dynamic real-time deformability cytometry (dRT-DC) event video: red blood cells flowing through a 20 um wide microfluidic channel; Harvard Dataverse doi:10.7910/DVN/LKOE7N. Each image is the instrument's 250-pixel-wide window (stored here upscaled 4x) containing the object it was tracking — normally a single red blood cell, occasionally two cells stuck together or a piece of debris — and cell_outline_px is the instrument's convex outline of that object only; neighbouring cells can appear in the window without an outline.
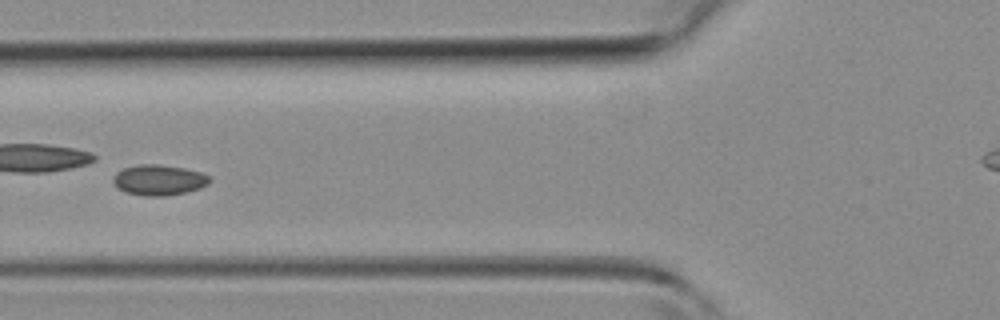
{"species": "common noctule bat (a hibernating species)", "species_latin": "Nyctalus noctula", "temperature_condition": "room temperature", "stored_images_in_passage": 11, "camera_frame_rate_fps": 3000, "um_per_image_px": 0.085, "animal": {"sex": "female", "body_mass_g": 19.3, "forearm_length_mm": 54.1}, "frame": {"image": 1, "passage_image": 4, "time_ms": 1.0, "image_size_px": [1000, 320], "cell_outline_px": [[212, 180], [208, 184], [200, 188], [168, 196], [144, 196], [124, 192], [116, 188], [112, 180], [116, 172], [124, 168], [140, 164], [156, 164], [184, 168], [200, 172], [208, 176]], "centroid_in_image_um": [13.47, 15.31], "position_along_channel_um": 112.3, "area_um2": 17.22}}